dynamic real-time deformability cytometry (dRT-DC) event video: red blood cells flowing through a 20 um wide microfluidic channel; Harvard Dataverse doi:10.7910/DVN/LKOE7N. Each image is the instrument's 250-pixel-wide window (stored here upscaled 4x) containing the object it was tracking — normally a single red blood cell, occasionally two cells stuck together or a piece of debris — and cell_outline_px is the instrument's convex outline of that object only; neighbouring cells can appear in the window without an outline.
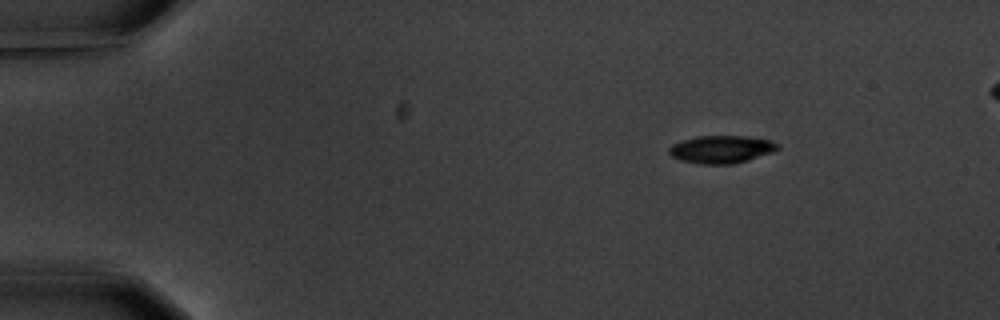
{"species": "common noctule bat (a hibernating species)", "species_latin": "Nyctalus noctula", "temperature_condition": "warm", "stored_images_in_passage": 9, "camera_frame_rate_fps": 3000, "um_per_image_px": 0.085, "animal": {"sex": "male", "body_mass_g": 20.1, "forearm_length_mm": 53.5}, "frame": {"image": 1, "passage_image": 1, "time_ms": 0.0, "image_size_px": [1000, 320], "cell_outline_px": [[780, 148], [772, 152], [748, 160], [732, 164], [700, 164], [680, 160], [672, 156], [668, 152], [668, 148], [672, 144], [696, 136], [748, 136], [768, 140], [776, 144]], "centroid_in_image_um": [61.28, 12.69], "position_along_channel_um": 23.7, "area_um2": 17.4}}